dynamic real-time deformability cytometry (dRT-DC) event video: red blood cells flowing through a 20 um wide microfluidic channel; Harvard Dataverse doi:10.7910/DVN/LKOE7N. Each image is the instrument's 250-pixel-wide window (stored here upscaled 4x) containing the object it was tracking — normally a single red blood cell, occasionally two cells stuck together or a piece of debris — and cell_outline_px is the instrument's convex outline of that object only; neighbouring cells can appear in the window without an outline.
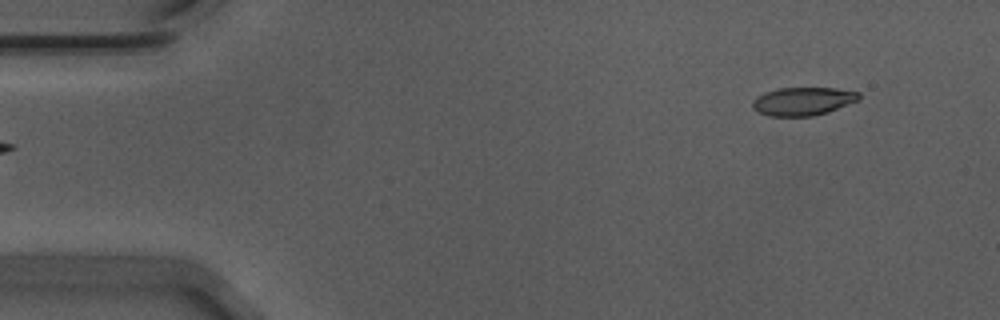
{"species": "Egyptian fruit bat (a non-hibernating species)", "species_latin": "Rousettus aegyptiacus", "temperature_condition": "warm", "stored_images_in_passage": 51, "camera_frame_rate_fps": 3000, "um_per_image_px": 0.085, "animal": {"sex": "male"}, "frame": {"image": 1, "passage_image": 1, "time_ms": 0.0, "image_size_px": [1000, 320], "cell_outline_px": [[860, 100], [828, 112], [812, 116], [768, 116], [752, 108], [752, 100], [756, 96], [764, 92], [776, 88], [836, 88], [860, 92]], "centroid_in_image_um": [68.25, 8.6], "position_along_channel_um": 16.8, "area_um2": 17.69}}
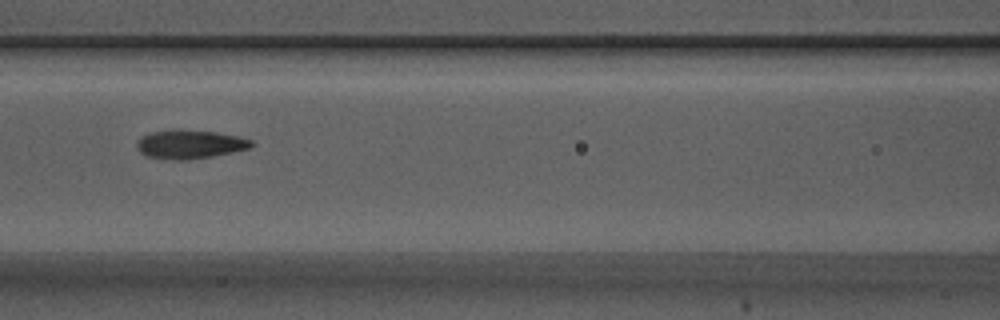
{"frame": {"image": 2, "passage_image": 20, "time_ms": 6.333, "image_size_px": [1000, 320], "cell_outline_px": [[256, 144], [248, 148], [232, 152], [212, 156], [188, 160], [172, 160], [148, 156], [140, 152], [136, 144], [136, 140], [140, 136], [152, 132], [172, 128], [180, 128], [216, 132], [240, 136], [252, 140]], "centroid_in_image_um": [16.13, 12.24], "position_along_channel_um": 150.5, "area_um2": 19.59}}
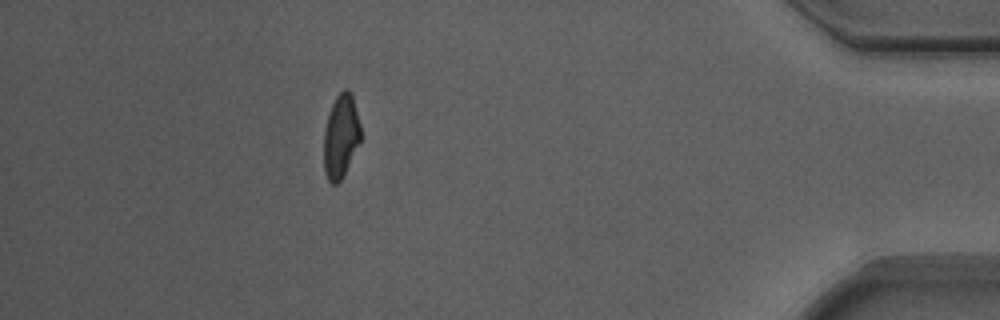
{"frame": {"image": 3, "passage_image": 45, "time_ms": 14.667, "image_size_px": [1000, 320], "cell_outline_px": [[360, 140], [340, 180], [336, 184], [332, 184], [328, 180], [324, 172], [324, 132], [328, 116], [332, 104], [336, 96], [344, 88], [348, 88], [352, 92], [360, 124]], "centroid_in_image_um": [28.96, 11.52], "position_along_channel_um": 406.2, "area_um2": 17.69}, "authors_computed_cell_mechanics": {"area_um2": 18.6694, "velocity_mm_per_s": 3.7215, "shape_relaxation_time_tau1_ms": 4.222, "shape_relaxation_time_tau2_ms": 1.8862, "deformation_change_tau1": 0.1851, "deformation_change_tau2": 0.0959}}